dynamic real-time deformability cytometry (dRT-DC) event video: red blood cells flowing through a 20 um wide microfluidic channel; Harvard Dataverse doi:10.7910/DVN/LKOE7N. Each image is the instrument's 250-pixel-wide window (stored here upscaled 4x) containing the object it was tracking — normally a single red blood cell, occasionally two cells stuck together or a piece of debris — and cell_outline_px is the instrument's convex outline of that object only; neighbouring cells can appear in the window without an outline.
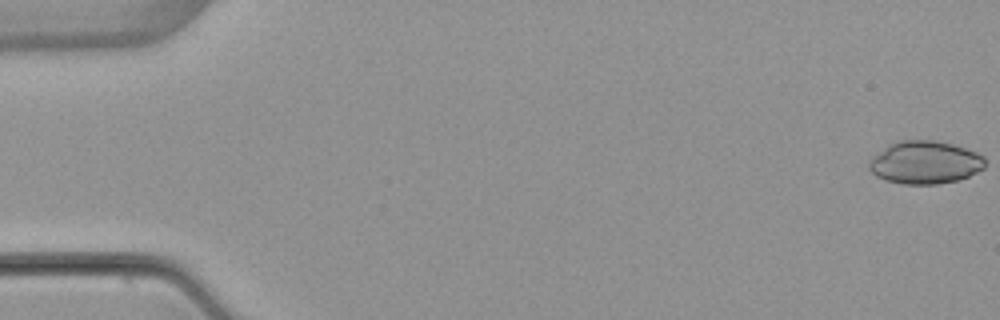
{"species": "common noctule bat (a hibernating species)", "species_latin": "Nyctalus noctula", "temperature_condition": "warm", "stored_images_in_passage": 3, "camera_frame_rate_fps": 3000, "um_per_image_px": 0.085, "animal": {"sex": "female", "body_mass_g": 22.7, "forearm_length_mm": 54.2}, "frame": {"image": 1, "passage_image": 1, "time_ms": 0.0, "image_size_px": [1000, 320], "cell_outline_px": [[984, 168], [960, 180], [936, 184], [904, 184], [884, 180], [876, 176], [868, 168], [868, 160], [872, 156], [888, 144], [900, 140], [936, 140], [952, 144], [976, 152], [984, 156]], "centroid_in_image_um": [78.59, 13.8], "position_along_channel_um": 6.4, "area_um2": 29.19}}